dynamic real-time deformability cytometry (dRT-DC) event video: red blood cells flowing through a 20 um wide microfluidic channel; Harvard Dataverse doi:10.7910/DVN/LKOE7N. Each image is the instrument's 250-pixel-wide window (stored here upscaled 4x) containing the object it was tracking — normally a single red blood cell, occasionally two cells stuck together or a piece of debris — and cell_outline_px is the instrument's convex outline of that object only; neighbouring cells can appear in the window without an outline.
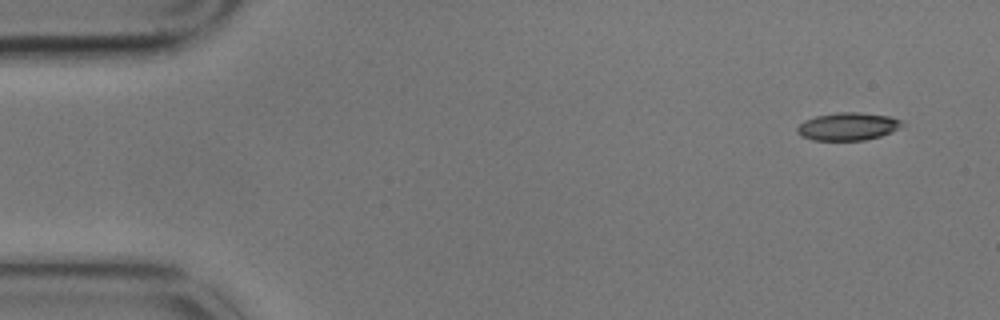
{"species": "common noctule bat (a hibernating species)", "species_latin": "Nyctalus noctula", "temperature_condition": "cold", "stored_images_in_passage": 9, "camera_frame_rate_fps": 3000, "um_per_image_px": 0.085, "animal": {"sex": "male", "body_mass_g": 17.9}, "frame": {"image": 1, "passage_image": 1, "time_ms": 0.0, "image_size_px": [1000, 320], "cell_outline_px": [[904, 124], [892, 132], [880, 136], [864, 140], [812, 140], [800, 136], [796, 132], [796, 128], [804, 120], [816, 116], [840, 112], [860, 112], [892, 116], [904, 120]], "centroid_in_image_um": [72.09, 10.74], "position_along_channel_um": 12.9, "area_um2": 17.17}}
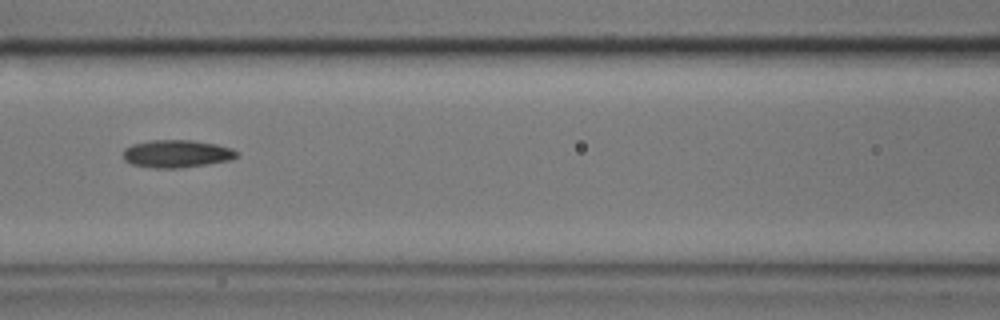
{"frame": {"image": 2, "passage_image": 7, "time_ms": 2.0, "image_size_px": [1000, 320], "cell_outline_px": [[240, 156], [232, 160], [208, 164], [180, 168], [152, 168], [132, 164], [124, 160], [124, 148], [132, 144], [152, 140], [192, 140], [216, 144], [232, 148], [240, 152]], "centroid_in_image_um": [15.07, 13.07], "position_along_channel_um": 151.5, "area_um2": 18.55}}